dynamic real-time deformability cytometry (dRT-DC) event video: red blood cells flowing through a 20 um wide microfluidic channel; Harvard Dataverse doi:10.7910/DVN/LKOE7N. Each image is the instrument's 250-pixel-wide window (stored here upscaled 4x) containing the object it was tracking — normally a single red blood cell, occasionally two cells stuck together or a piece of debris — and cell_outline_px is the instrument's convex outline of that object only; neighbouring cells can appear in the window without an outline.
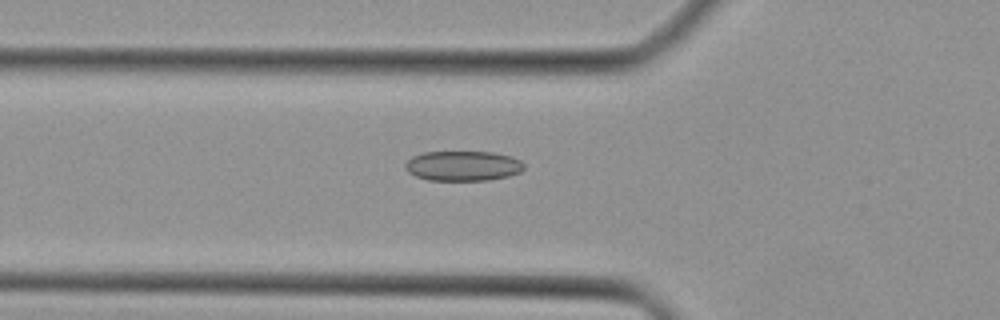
{"species": "Egyptian fruit bat (a non-hibernating species)", "species_latin": "Rousettus aegyptiacus", "temperature_condition": "cold", "stored_images_in_passage": 35, "camera_frame_rate_fps": 3000, "um_per_image_px": 0.085, "animal": {"sex": "female"}, "frame": {"image": 1, "passage_image": 7, "time_ms": 2.0, "image_size_px": [1000, 320], "cell_outline_px": [[524, 168], [520, 172], [508, 176], [488, 180], [428, 180], [416, 176], [408, 172], [404, 168], [404, 164], [412, 156], [424, 152], [492, 152], [512, 156], [520, 160], [524, 164]], "centroid_in_image_um": [39.34, 14.09], "position_along_channel_um": 86.5, "area_um2": 20.81}}
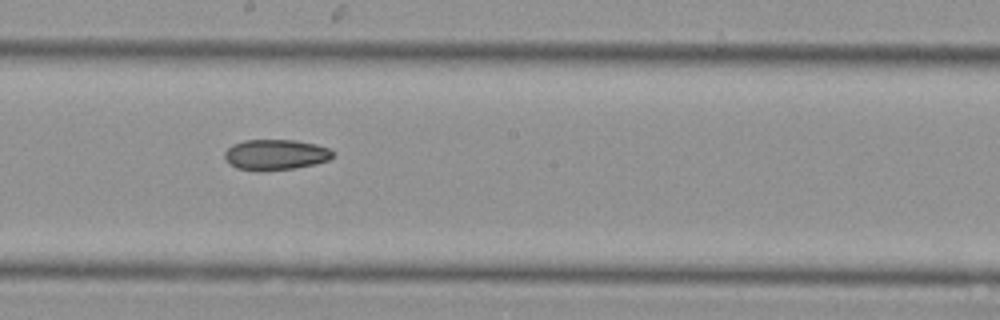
{"frame": {"image": 2, "passage_image": 16, "time_ms": 5.0, "image_size_px": [1000, 320], "cell_outline_px": [[332, 156], [328, 160], [316, 164], [296, 168], [236, 168], [224, 156], [224, 152], [232, 144], [244, 140], [296, 140], [316, 144], [328, 148], [332, 152]], "centroid_in_image_um": [23.46, 13.1], "position_along_channel_um": 224.7, "area_um2": 18.5}}
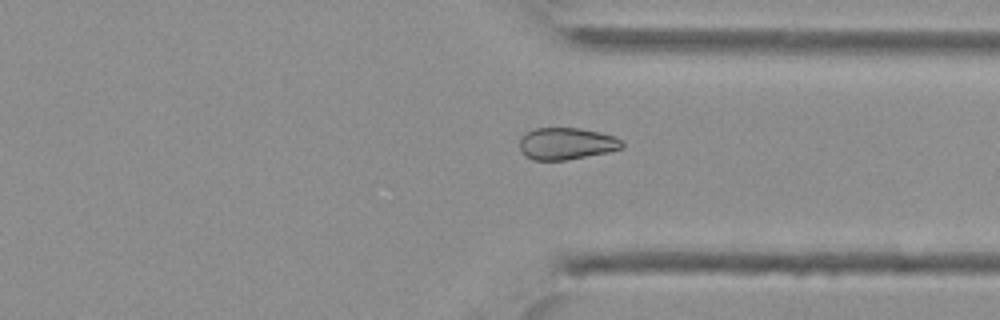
{"frame": {"image": 3, "passage_image": 25, "time_ms": 8.0, "image_size_px": [1000, 320], "cell_outline_px": [[624, 148], [608, 152], [568, 160], [532, 160], [524, 156], [520, 148], [520, 136], [536, 128], [580, 128], [600, 132], [616, 136], [624, 140]], "centroid_in_image_um": [48.19, 12.21], "position_along_channel_um": 363.2, "area_um2": 19.36}}